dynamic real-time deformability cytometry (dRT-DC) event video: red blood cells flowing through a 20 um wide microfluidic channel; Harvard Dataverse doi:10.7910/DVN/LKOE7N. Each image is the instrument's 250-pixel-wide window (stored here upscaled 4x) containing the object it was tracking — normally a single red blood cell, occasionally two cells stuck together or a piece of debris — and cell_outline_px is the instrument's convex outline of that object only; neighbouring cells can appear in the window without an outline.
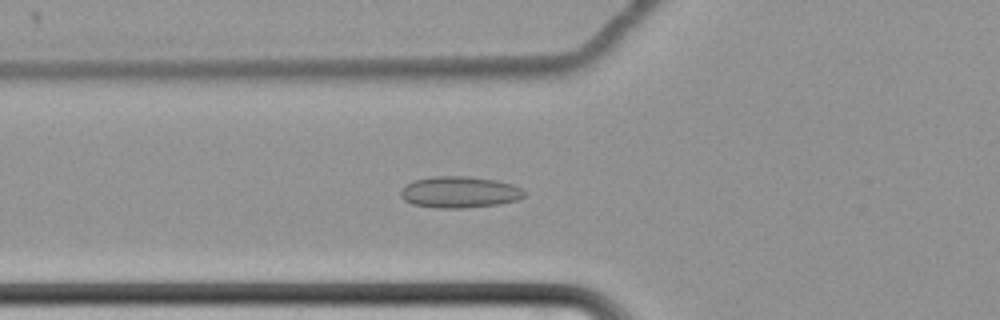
{"species": "common noctule bat (a hibernating species)", "species_latin": "Nyctalus noctula", "temperature_condition": "cold", "stored_images_in_passage": 56, "camera_frame_rate_fps": 3000, "um_per_image_px": 0.085, "animal": {"sex": "female", "body_mass_g": 22.7, "forearm_length_mm": 54.2}, "frame": {"image": 1, "passage_image": 18, "time_ms": 5.667, "image_size_px": [1000, 320], "cell_outline_px": [[528, 192], [524, 196], [516, 200], [500, 204], [464, 208], [436, 208], [412, 204], [404, 200], [400, 196], [400, 192], [404, 184], [412, 180], [432, 176], [468, 176], [496, 180], [512, 184]], "centroid_in_image_um": [39.03, 16.32], "position_along_channel_um": 86.8, "area_um2": 22.95}}
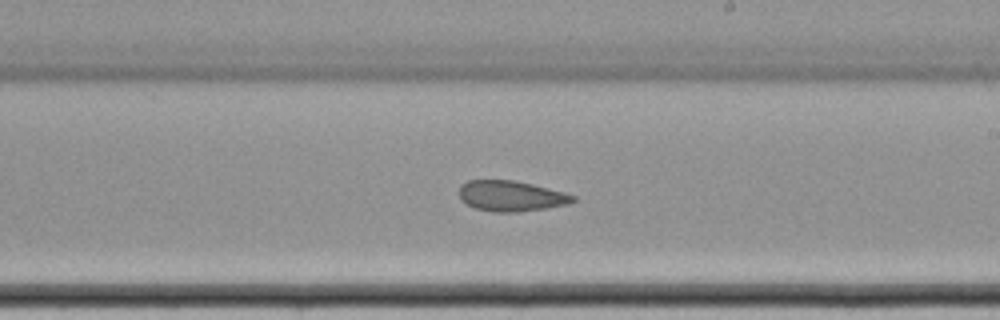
{"frame": {"image": 2, "passage_image": 32, "time_ms": 10.333, "image_size_px": [1000, 320], "cell_outline_px": [[576, 200], [568, 204], [548, 208], [516, 212], [492, 212], [476, 208], [460, 200], [460, 184], [468, 180], [516, 180], [564, 192], [576, 196]], "centroid_in_image_um": [43.45, 16.66], "position_along_channel_um": 245.6, "area_um2": 20.35}}
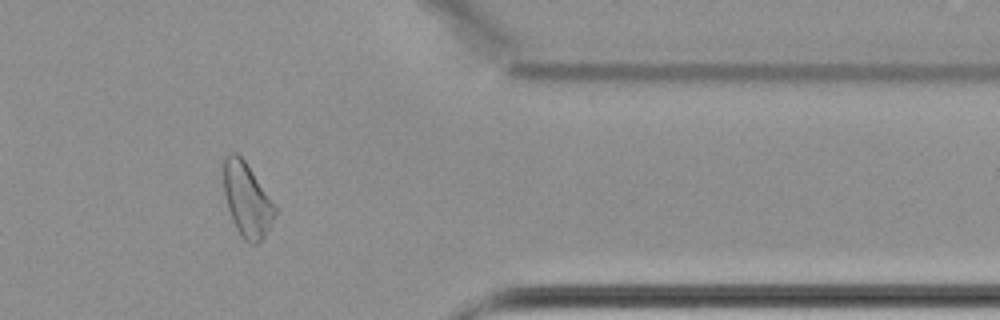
{"frame": {"image": 3, "passage_image": 46, "time_ms": 15.0, "image_size_px": [1000, 320], "cell_outline_px": [[276, 212], [264, 236], [256, 244], [248, 244], [240, 236], [232, 220], [228, 208], [224, 192], [224, 156], [228, 152], [236, 152], [244, 160], [276, 208]], "centroid_in_image_um": [20.95, 16.99], "position_along_channel_um": 390.4, "area_um2": 21.62}, "authors_computed_cell_mechanics": {"area_um2": 22.4842, "velocity_mm_per_s": 3.4164, "shape_relaxation_time_tau1_ms": null, "shape_relaxation_time_tau2_ms": 3.8042, "deformation_change_tau1": null, "deformation_change_tau2": 0.0918}}